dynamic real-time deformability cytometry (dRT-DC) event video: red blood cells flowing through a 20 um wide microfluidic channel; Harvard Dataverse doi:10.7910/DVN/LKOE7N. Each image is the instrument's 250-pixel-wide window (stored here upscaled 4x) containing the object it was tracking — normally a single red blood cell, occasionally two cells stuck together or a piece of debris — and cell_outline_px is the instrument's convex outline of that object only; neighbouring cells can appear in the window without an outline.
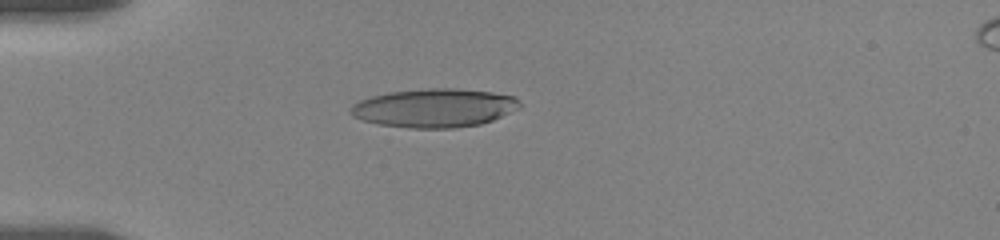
{"species": "human", "species_latin": "Homo sapiens", "temperature_condition": "room temperature", "stored_images_in_passage": 56, "camera_frame_rate_fps": 3000, "um_per_image_px": 0.085, "donor": {"sex": "female"}, "frame": {"image": 1, "passage_image": 1, "time_ms": 0.0, "image_size_px": [1000, 240], "cell_outline_px": [[520, 108], [492, 120], [480, 124], [452, 128], [408, 128], [380, 124], [364, 120], [352, 116], [348, 112], [352, 104], [360, 100], [372, 96], [388, 92], [428, 88], [456, 88], [492, 92], [512, 96], [520, 100]], "centroid_in_image_um": [36.91, 9.17], "position_along_channel_um": 48.1, "area_um2": 38.09}}
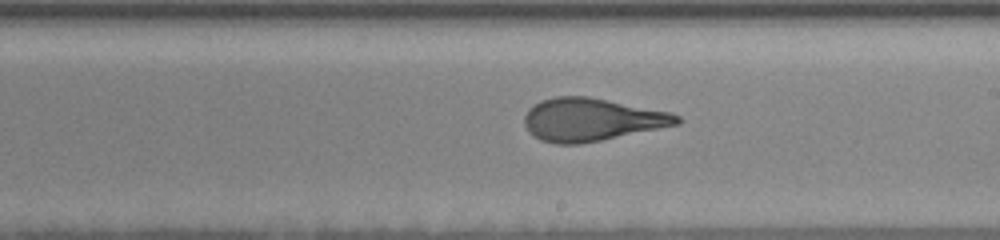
{"frame": {"image": 2, "passage_image": 25, "time_ms": 6.0, "image_size_px": [1000, 240], "cell_outline_px": [[680, 124], [580, 144], [556, 144], [540, 140], [532, 136], [528, 132], [524, 124], [524, 116], [528, 108], [532, 104], [540, 100], [556, 96], [588, 96], [672, 112], [680, 116]], "centroid_in_image_um": [50.24, 10.16], "position_along_channel_um": 238.8, "area_um2": 38.32}}
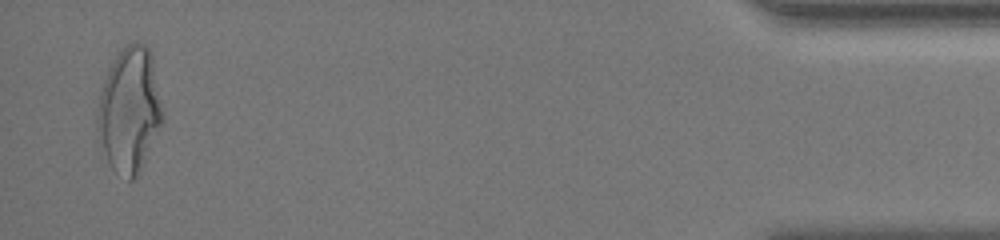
{"frame": {"image": 3, "passage_image": 54, "time_ms": 13.333, "image_size_px": [1000, 240], "cell_outline_px": [[164, 120], [140, 168], [132, 180], [128, 180], [116, 172], [112, 168], [108, 160], [96, 124], [96, 116], [100, 92], [104, 80], [116, 56], [132, 40], [140, 40], [152, 52], [164, 116]], "centroid_in_image_um": [11.03, 9.28], "position_along_channel_um": 424.2, "area_um2": 46.93}, "authors_computed_cell_mechanics": {"area_um2": 38.1769, "velocity_mm_per_s": 3.521, "shape_relaxation_time_tau1_ms": 6.1528, "shape_relaxation_time_tau2_ms": 1.2157, "deformation_change_tau1": 0.227, "deformation_change_tau2": 0.1005}}